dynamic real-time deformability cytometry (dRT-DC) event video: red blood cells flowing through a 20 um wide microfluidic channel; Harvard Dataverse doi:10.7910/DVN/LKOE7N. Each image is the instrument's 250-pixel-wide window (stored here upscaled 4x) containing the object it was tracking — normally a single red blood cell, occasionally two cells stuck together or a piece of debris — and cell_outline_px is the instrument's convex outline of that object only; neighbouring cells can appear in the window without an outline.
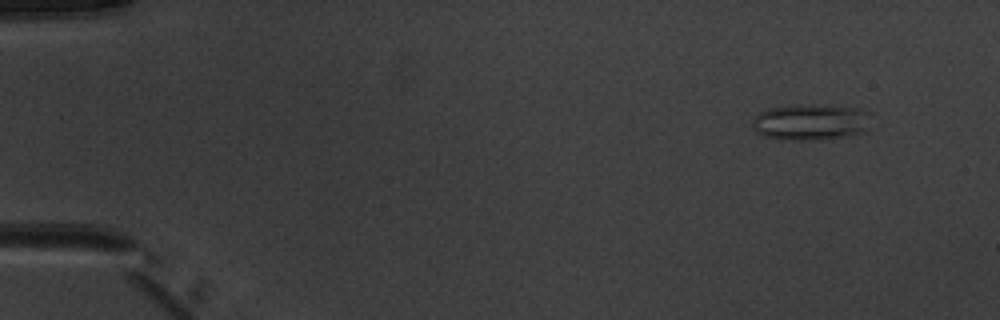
{"species": "common noctule bat (a hibernating species)", "species_latin": "Nyctalus noctula", "temperature_condition": "warm", "stored_images_in_passage": 4, "camera_frame_rate_fps": 3000, "um_per_image_px": 0.085, "animal": {"sex": "male", "body_mass_g": 20.1, "forearm_length_mm": 53.5}, "frame": {"image": 1, "passage_image": 1, "time_ms": 0.0, "image_size_px": [1000, 320], "cell_outline_px": [[868, 132], [848, 136], [816, 140], [784, 140], [764, 136], [756, 132], [752, 124], [752, 120], [760, 112], [768, 108], [792, 104], [816, 104], [856, 108], [868, 112]], "centroid_in_image_um": [68.89, 10.38], "position_along_channel_um": 16.1, "area_um2": 25.37}}
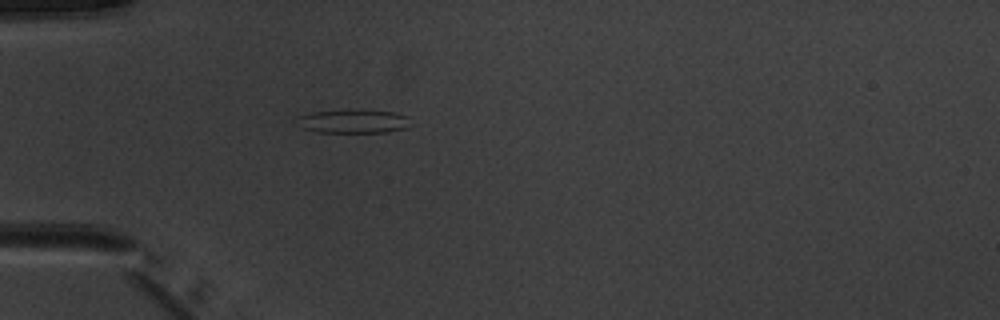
{"frame": {"image": 2, "passage_image": 4, "time_ms": 3.667, "image_size_px": [1000, 320], "cell_outline_px": [[408, 128], [388, 132], [316, 132], [304, 128], [296, 116], [312, 112], [392, 112], [404, 116]], "centroid_in_image_um": [29.99, 10.36], "position_along_channel_um": 55.0, "area_um2": 14.45}}